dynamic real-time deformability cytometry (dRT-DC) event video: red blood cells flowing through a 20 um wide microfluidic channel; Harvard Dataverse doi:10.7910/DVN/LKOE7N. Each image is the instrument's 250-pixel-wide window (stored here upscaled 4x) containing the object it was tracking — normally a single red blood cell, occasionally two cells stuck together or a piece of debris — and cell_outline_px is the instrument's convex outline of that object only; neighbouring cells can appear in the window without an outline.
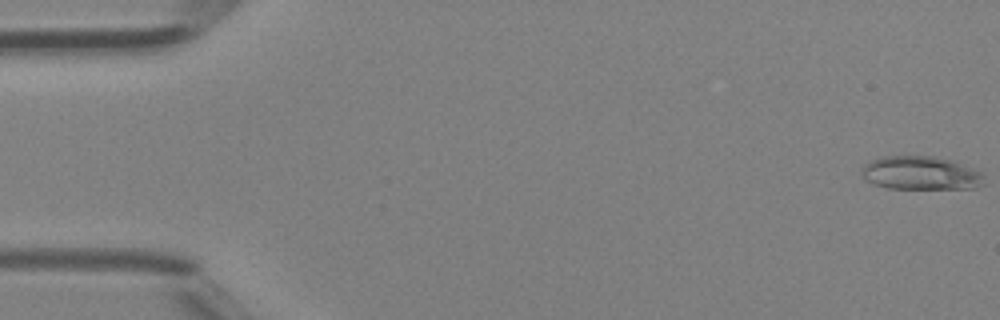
{"species": "Egyptian fruit bat (a non-hibernating species)", "species_latin": "Rousettus aegyptiacus", "temperature_condition": "room temperature", "stored_images_in_passage": 48, "camera_frame_rate_fps": 3000, "um_per_image_px": 0.085, "animal": {"sex": "female"}, "frame": {"image": 1, "passage_image": 1, "time_ms": 0.0, "image_size_px": [1000, 320], "cell_outline_px": [[984, 184], [976, 188], [888, 188], [876, 184], [868, 180], [860, 172], [860, 168], [864, 164], [872, 160], [884, 156], [932, 156], [952, 160], [972, 168], [980, 172], [984, 176]], "centroid_in_image_um": [78.27, 14.7], "position_along_channel_um": 6.7, "area_um2": 23.76}}
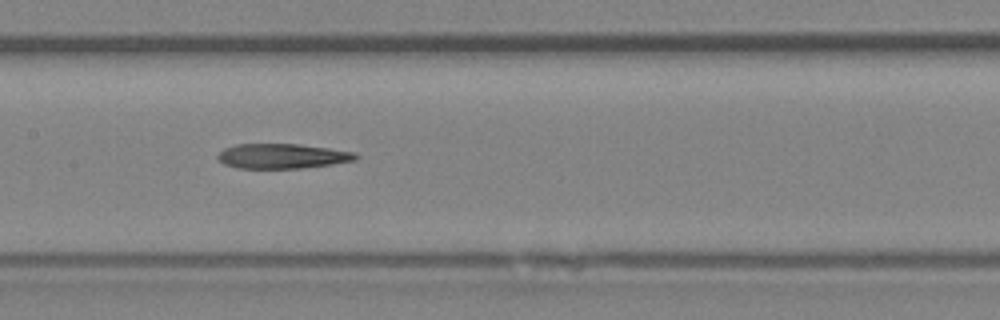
{"frame": {"image": 2, "passage_image": 24, "time_ms": 7.667, "image_size_px": [1000, 320], "cell_outline_px": [[360, 156], [356, 160], [332, 164], [300, 168], [236, 168], [224, 164], [216, 156], [224, 148], [236, 144], [300, 144], [356, 152]], "centroid_in_image_um": [24.01, 13.26], "position_along_channel_um": 183.4, "area_um2": 20.0}}
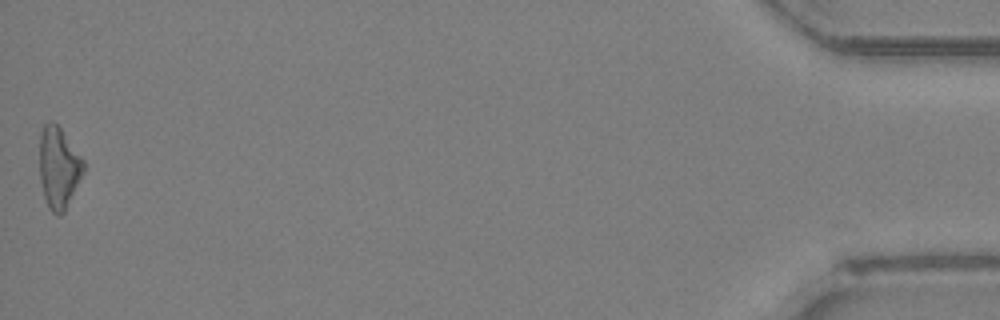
{"frame": {"image": 3, "passage_image": 48, "time_ms": 15.667, "image_size_px": [1000, 320], "cell_outline_px": [[84, 172], [64, 212], [60, 216], [56, 216], [48, 208], [44, 196], [40, 180], [40, 132], [44, 124], [48, 120], [52, 120], [60, 128], [84, 160]], "centroid_in_image_um": [4.98, 14.25], "position_along_channel_um": 430.2, "area_um2": 20.87}}